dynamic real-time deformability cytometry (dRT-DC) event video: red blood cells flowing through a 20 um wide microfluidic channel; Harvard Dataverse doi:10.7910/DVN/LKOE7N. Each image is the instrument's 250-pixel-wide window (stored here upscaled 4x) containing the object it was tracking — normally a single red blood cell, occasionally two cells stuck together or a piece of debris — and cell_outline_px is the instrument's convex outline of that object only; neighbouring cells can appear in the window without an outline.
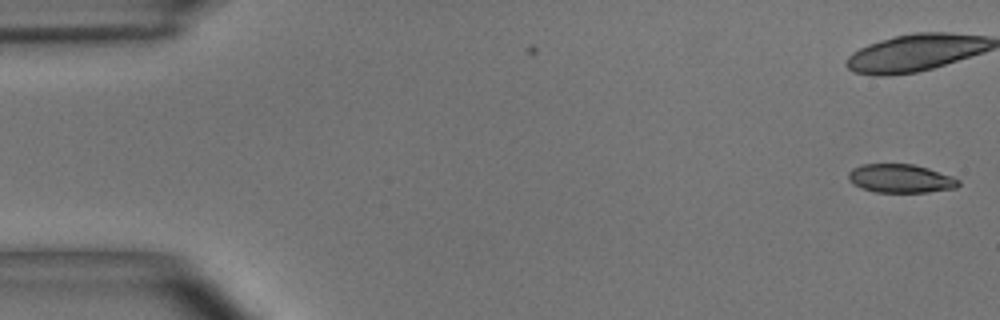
{"species": "common noctule bat (a hibernating species)", "species_latin": "Nyctalus noctula", "temperature_condition": "room temperature", "stored_images_in_passage": 7, "camera_frame_rate_fps": 3000, "um_per_image_px": 0.085, "animal": {"sex": "male", "body_mass_g": 15.6}, "frame": {"image": 1, "passage_image": 1, "time_ms": 0.0, "image_size_px": [1000, 320], "cell_outline_px": [[960, 184], [956, 188], [928, 192], [876, 192], [852, 184], [848, 180], [848, 172], [852, 168], [864, 164], [912, 164], [928, 168], [952, 176], [960, 180]], "centroid_in_image_um": [76.55, 15.17], "position_along_channel_um": 8.4, "area_um2": 18.32}}